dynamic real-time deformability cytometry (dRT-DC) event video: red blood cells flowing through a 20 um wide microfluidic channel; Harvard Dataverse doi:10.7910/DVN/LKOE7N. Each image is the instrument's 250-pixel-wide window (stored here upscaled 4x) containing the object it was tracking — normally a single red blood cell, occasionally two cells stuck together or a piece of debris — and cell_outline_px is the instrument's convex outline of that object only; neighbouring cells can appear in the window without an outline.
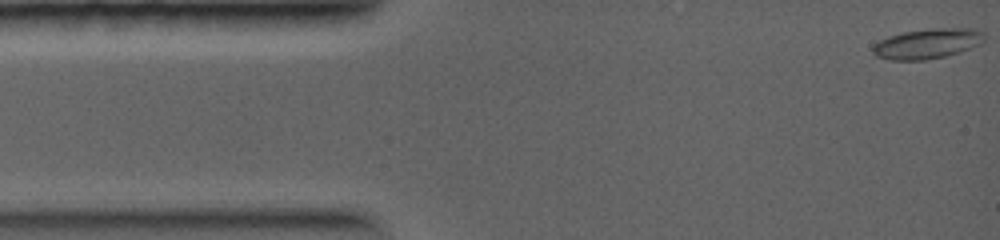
{"species": "common noctule bat (a hibernating species)", "species_latin": "Nyctalus noctula", "temperature_condition": "warm", "stored_images_in_passage": 11, "camera_frame_rate_fps": 5000, "um_per_image_px": 0.085, "animal": {"sex": "female", "body_mass_g": 19.0, "forearm_length_mm": 56.7}, "frame": {"image": 1, "passage_image": 1, "time_ms": 0.0, "image_size_px": [1000, 240], "cell_outline_px": [[984, 40], [980, 44], [960, 52], [944, 56], [924, 60], [888, 60], [876, 56], [872, 52], [872, 48], [880, 40], [888, 36], [904, 32], [932, 28], [972, 28], [984, 32]], "centroid_in_image_um": [78.83, 3.71], "position_along_channel_um": 6.2, "area_um2": 19.54}}
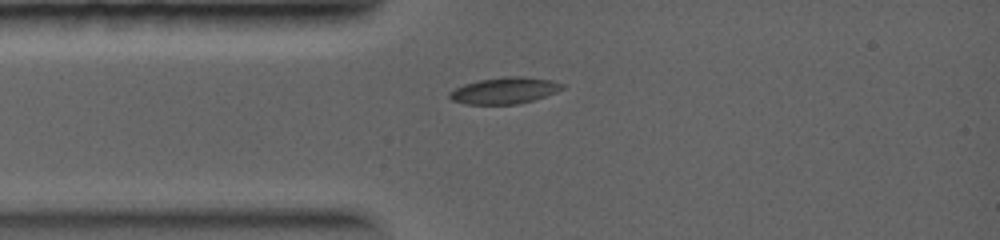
{"frame": {"image": 2, "passage_image": 6, "time_ms": 2.2, "image_size_px": [1000, 240], "cell_outline_px": [[564, 88], [556, 92], [532, 100], [516, 104], [464, 104], [452, 100], [448, 96], [448, 92], [464, 84], [480, 80], [504, 76], [524, 76], [552, 80], [564, 84]], "centroid_in_image_um": [42.88, 7.69], "position_along_channel_um": 42.1, "area_um2": 17.34}}